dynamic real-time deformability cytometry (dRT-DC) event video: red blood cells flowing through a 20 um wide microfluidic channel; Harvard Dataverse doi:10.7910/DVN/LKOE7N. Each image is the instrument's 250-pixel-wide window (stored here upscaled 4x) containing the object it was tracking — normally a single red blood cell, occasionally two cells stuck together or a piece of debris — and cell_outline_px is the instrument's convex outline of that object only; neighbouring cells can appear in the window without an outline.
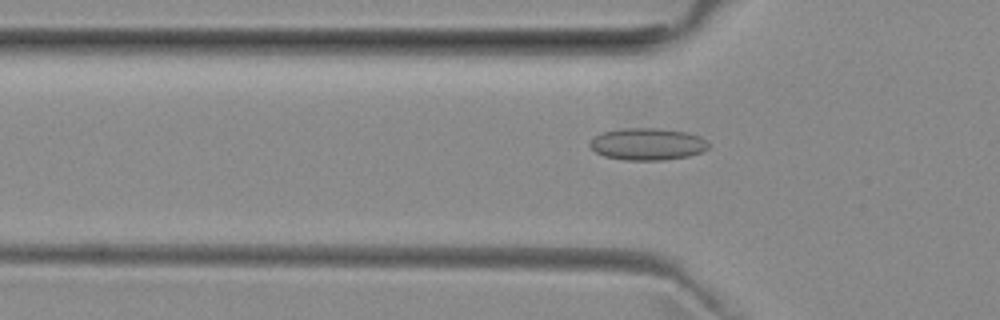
{"species": "common noctule bat (a hibernating species)", "species_latin": "Nyctalus noctula", "temperature_condition": "room temperature", "stored_images_in_passage": 33, "camera_frame_rate_fps": 3000, "um_per_image_px": 0.085, "animal": {"sex": "female", "body_mass_g": 29.2, "forearm_length_mm": 56.3}, "frame": {"image": 1, "passage_image": 7, "time_ms": 2.0, "image_size_px": [1000, 320], "cell_outline_px": [[708, 148], [700, 152], [688, 156], [664, 160], [624, 160], [604, 156], [596, 152], [588, 144], [596, 136], [604, 132], [620, 128], [660, 128], [688, 132], [700, 136], [708, 144]], "centroid_in_image_um": [55.03, 12.24], "position_along_channel_um": 70.8, "area_um2": 22.08}}
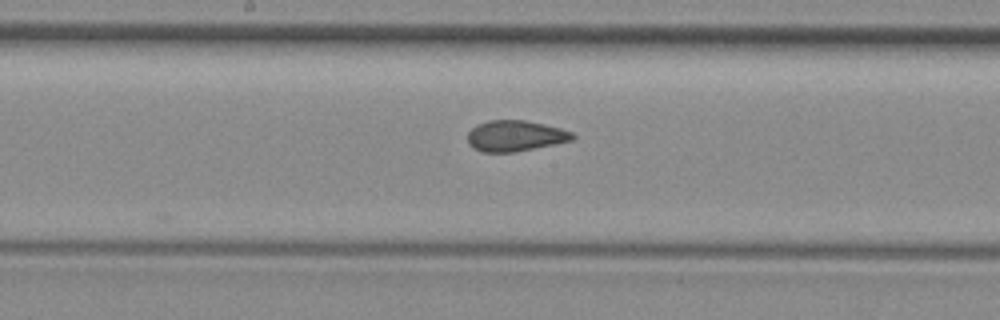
{"frame": {"image": 2, "passage_image": 17, "time_ms": 5.333, "image_size_px": [1000, 320], "cell_outline_px": [[576, 136], [572, 140], [512, 152], [480, 152], [472, 148], [468, 144], [468, 132], [476, 124], [488, 120], [524, 120], [544, 124], [560, 128], [572, 132]], "centroid_in_image_um": [43.74, 11.54], "position_along_channel_um": 204.5, "area_um2": 18.79}}
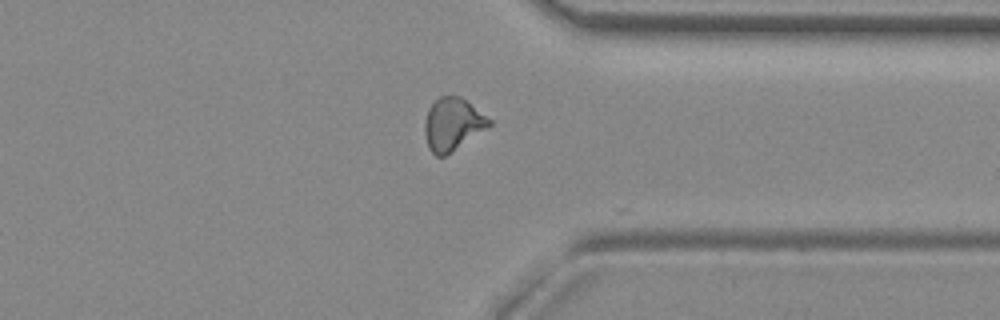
{"frame": {"image": 3, "passage_image": 30, "time_ms": 9.667, "image_size_px": [1000, 320], "cell_outline_px": [[492, 124], [444, 156], [436, 156], [428, 148], [424, 132], [424, 120], [428, 108], [440, 96], [460, 96], [492, 120]], "centroid_in_image_um": [38.44, 10.54], "position_along_channel_um": 373.0, "area_um2": 19.42}}